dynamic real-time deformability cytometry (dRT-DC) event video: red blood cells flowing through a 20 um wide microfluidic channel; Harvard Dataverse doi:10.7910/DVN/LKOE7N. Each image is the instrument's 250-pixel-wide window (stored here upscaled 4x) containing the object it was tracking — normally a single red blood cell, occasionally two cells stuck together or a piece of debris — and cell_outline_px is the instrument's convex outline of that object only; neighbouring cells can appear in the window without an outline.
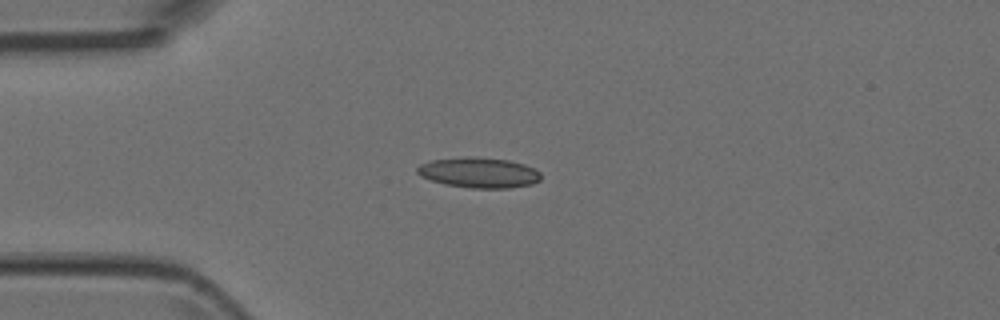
{"species": "Egyptian fruit bat (a non-hibernating species)", "species_latin": "Rousettus aegyptiacus", "temperature_condition": "room temperature", "stored_images_in_passage": 6, "camera_frame_rate_fps": 3000, "um_per_image_px": 0.085, "animal": {"sex": "female"}, "frame": {"image": 1, "passage_image": 3, "time_ms": 0.667, "image_size_px": [1000, 320], "cell_outline_px": [[540, 180], [532, 184], [508, 188], [468, 188], [444, 184], [420, 176], [416, 172], [416, 168], [420, 164], [432, 160], [472, 156], [508, 160], [524, 164], [536, 168], [540, 172]], "centroid_in_image_um": [40.71, 14.67], "position_along_channel_um": 44.3, "area_um2": 21.96}}
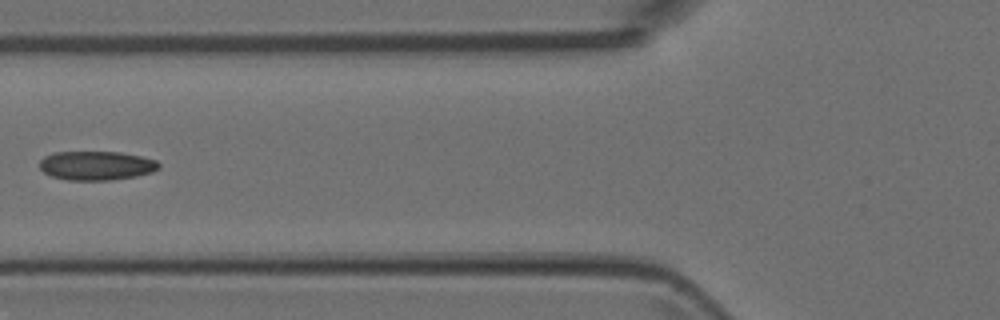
{"frame": {"image": 2, "passage_image": 5, "time_ms": 1.333, "image_size_px": [1000, 320], "cell_outline_px": [[160, 168], [152, 172], [136, 176], [108, 180], [68, 180], [52, 176], [44, 172], [40, 168], [40, 160], [44, 156], [56, 152], [120, 152], [140, 156], [156, 160], [160, 164]], "centroid_in_image_um": [8.2, 14.07], "position_along_channel_um": 117.6, "area_um2": 20.11}}
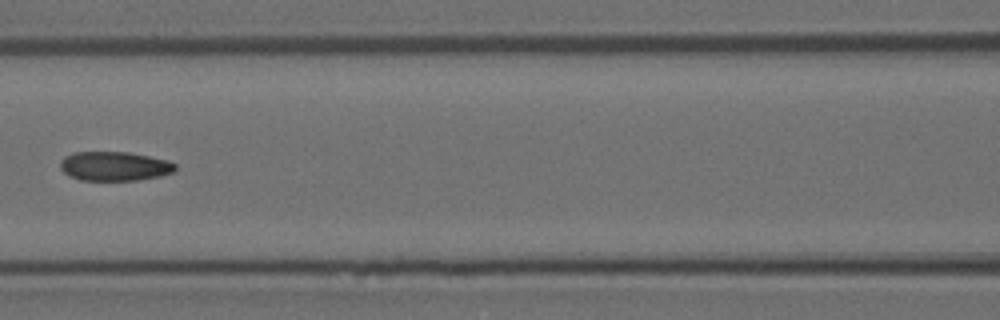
{"frame": {"image": 3, "passage_image": 6, "time_ms": 1.667, "image_size_px": [1000, 320], "cell_outline_px": [[176, 168], [172, 172], [160, 176], [140, 180], [80, 180], [64, 172], [60, 168], [60, 160], [64, 156], [72, 152], [128, 152], [168, 160], [176, 164]], "centroid_in_image_um": [9.72, 14.12], "position_along_channel_um": 156.9, "area_um2": 19.59}}